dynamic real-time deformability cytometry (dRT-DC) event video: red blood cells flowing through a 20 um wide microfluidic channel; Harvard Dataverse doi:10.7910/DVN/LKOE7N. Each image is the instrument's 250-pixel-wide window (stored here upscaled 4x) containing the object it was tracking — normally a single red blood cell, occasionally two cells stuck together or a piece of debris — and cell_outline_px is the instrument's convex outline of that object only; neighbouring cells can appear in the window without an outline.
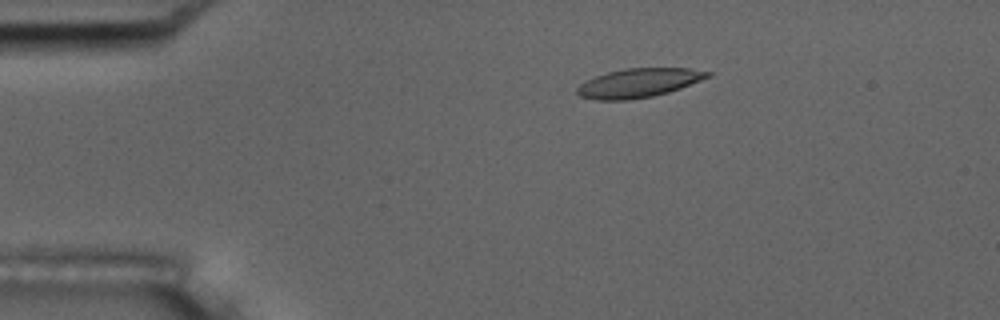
{"species": "common noctule bat (a hibernating species)", "species_latin": "Nyctalus noctula", "temperature_condition": "room temperature", "stored_images_in_passage": 46, "camera_frame_rate_fps": 3000, "um_per_image_px": 0.085, "animal": {"sex": "male", "body_mass_g": 17.5, "forearm_length_mm": 52.3}, "frame": {"image": 1, "passage_image": 1, "time_ms": 0.0, "image_size_px": [1000, 320], "cell_outline_px": [[712, 76], [680, 88], [668, 92], [652, 96], [628, 100], [596, 100], [580, 96], [576, 92], [576, 88], [584, 80], [608, 72], [624, 68], [688, 68], [712, 72]], "centroid_in_image_um": [54.27, 7.04], "position_along_channel_um": 30.7, "area_um2": 22.08}, "authors_computed_cell_mechanics": {"area_um2": 22.0796, "velocity_mm_per_s": 3.6298, "shape_relaxation_time_tau1_ms": 5.5703, "shape_relaxation_time_tau2_ms": 1.1962, "deformation_change_tau1": 0.1791, "deformation_change_tau2": 0.0803}}